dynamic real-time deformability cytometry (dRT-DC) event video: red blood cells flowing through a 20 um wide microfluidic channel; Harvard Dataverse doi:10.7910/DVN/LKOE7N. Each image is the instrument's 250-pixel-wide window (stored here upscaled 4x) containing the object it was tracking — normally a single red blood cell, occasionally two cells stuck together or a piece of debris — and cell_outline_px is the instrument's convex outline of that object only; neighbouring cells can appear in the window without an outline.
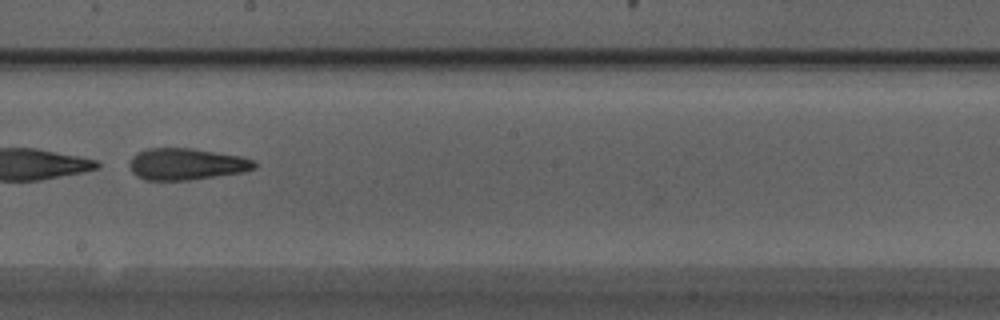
{"species": "Egyptian fruit bat (a non-hibernating species)", "species_latin": "Rousettus aegyptiacus", "temperature_condition": "warm", "stored_images_in_passage": 43, "camera_frame_rate_fps": 3000, "um_per_image_px": 0.085, "animal": {"sex": "male"}, "frame": {"image": 1, "passage_image": 23, "time_ms": 7.333, "image_size_px": [1000, 320], "cell_outline_px": [[256, 168], [244, 172], [188, 180], [144, 180], [136, 176], [132, 172], [128, 164], [132, 156], [136, 152], [148, 148], [192, 148], [240, 156], [252, 160], [256, 164]], "centroid_in_image_um": [15.8, 13.95], "position_along_channel_um": 232.4, "area_um2": 23.12}}